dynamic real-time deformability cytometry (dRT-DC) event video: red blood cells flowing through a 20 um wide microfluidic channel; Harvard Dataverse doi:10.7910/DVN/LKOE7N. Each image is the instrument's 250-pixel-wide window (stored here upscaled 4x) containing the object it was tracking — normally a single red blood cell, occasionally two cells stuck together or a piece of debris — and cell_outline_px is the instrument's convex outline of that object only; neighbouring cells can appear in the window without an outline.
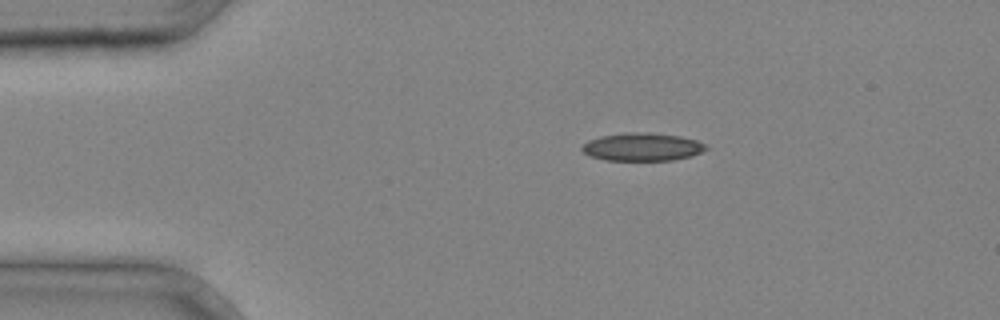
{"species": "common noctule bat (a hibernating species)", "species_latin": "Nyctalus noctula", "temperature_condition": "cold", "stored_images_in_passage": 2, "camera_frame_rate_fps": 3000, "um_per_image_px": 0.085, "animal": {"sex": "male", "body_mass_g": 20.4}, "frame": {"image": 1, "passage_image": 1, "time_ms": 0.0, "image_size_px": [1000, 320], "cell_outline_px": [[708, 148], [692, 156], [672, 160], [604, 160], [588, 156], [580, 148], [588, 140], [600, 136], [628, 132], [648, 132], [680, 136], [696, 140], [704, 144]], "centroid_in_image_um": [54.56, 12.48], "position_along_channel_um": 30.4, "area_um2": 20.23}}